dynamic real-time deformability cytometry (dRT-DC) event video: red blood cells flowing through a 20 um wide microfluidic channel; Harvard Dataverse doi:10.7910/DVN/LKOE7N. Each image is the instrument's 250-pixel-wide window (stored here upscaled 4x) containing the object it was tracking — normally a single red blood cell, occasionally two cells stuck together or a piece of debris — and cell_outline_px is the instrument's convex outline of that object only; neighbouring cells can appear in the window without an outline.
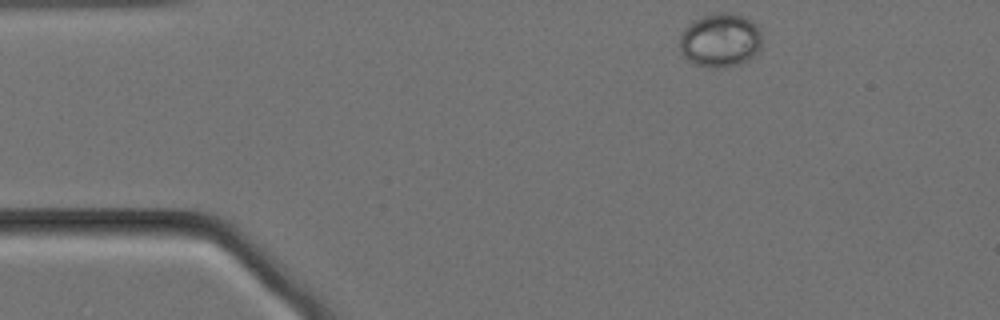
{"species": "Egyptian fruit bat (a non-hibernating species)", "species_latin": "Rousettus aegyptiacus", "temperature_condition": "cold", "stored_images_in_passage": 51, "camera_frame_rate_fps": 3000, "um_per_image_px": 0.085, "animal": {"sex": "female"}, "frame": {"image": 1, "passage_image": 1, "time_ms": 0.0, "image_size_px": [1000, 320], "cell_outline_px": [[760, 48], [748, 60], [740, 64], [724, 68], [708, 68], [696, 64], [688, 60], [684, 56], [680, 48], [680, 36], [684, 28], [688, 24], [704, 16], [720, 12], [728, 12], [740, 16], [756, 24], [760, 28]], "centroid_in_image_um": [61.21, 3.44], "position_along_channel_um": 23.8, "area_um2": 25.66}}
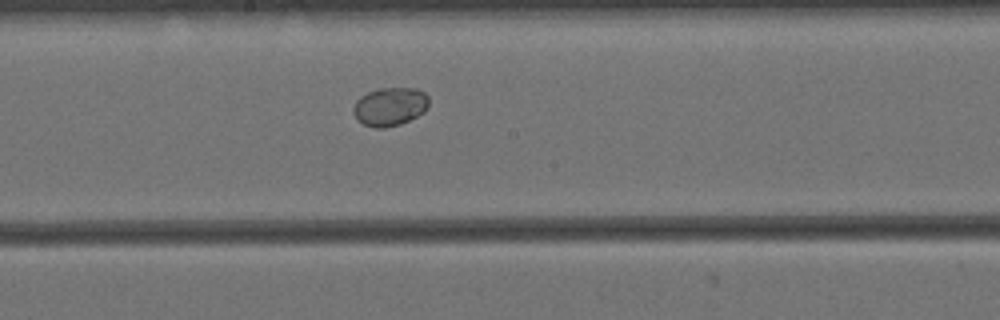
{"frame": {"image": 2, "passage_image": 23, "time_ms": 7.333, "image_size_px": [1000, 320], "cell_outline_px": [[428, 104], [424, 112], [400, 124], [384, 128], [376, 128], [364, 124], [352, 112], [352, 108], [356, 100], [360, 96], [368, 92], [380, 88], [416, 88], [424, 92], [428, 96]], "centroid_in_image_um": [33.13, 9.04], "position_along_channel_um": 215.1, "area_um2": 16.82}}
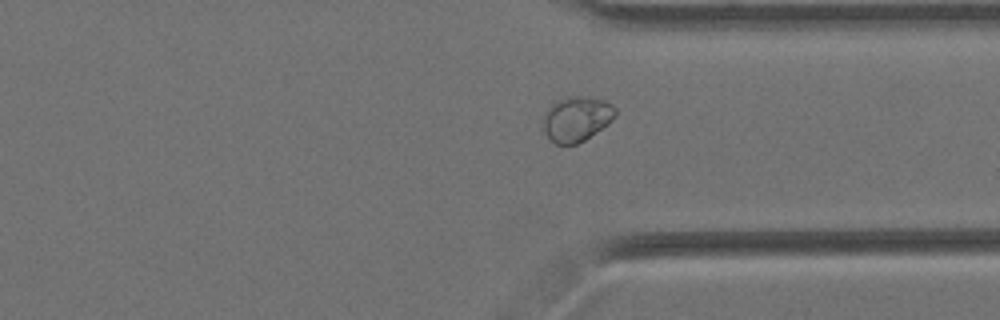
{"frame": {"image": 3, "passage_image": 36, "time_ms": 11.667, "image_size_px": [1000, 320], "cell_outline_px": [[616, 116], [608, 124], [584, 140], [576, 144], [556, 144], [544, 132], [544, 112], [552, 104], [568, 96], [580, 96], [604, 100], [612, 104], [616, 108]], "centroid_in_image_um": [49.03, 10.1], "position_along_channel_um": 362.4, "area_um2": 18.73}}